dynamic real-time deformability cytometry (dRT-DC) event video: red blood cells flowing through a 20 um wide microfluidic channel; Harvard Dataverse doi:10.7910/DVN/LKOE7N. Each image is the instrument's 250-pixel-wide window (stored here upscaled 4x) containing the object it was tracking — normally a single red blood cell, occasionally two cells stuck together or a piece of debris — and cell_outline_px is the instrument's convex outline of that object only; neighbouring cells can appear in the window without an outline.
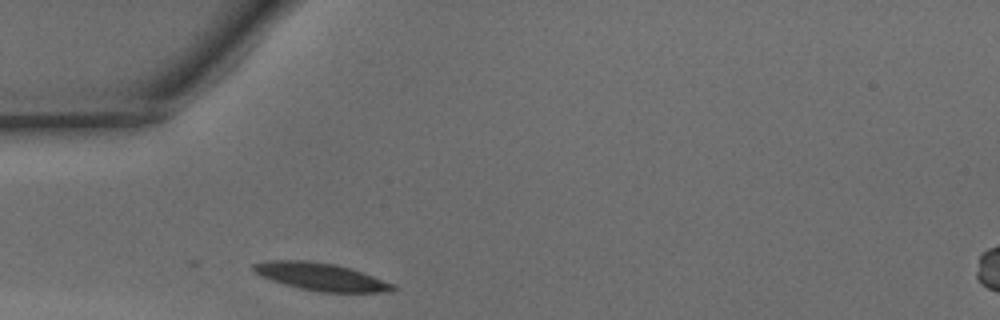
{"species": "common noctule bat (a hibernating species)", "species_latin": "Nyctalus noctula", "temperature_condition": "warm", "stored_images_in_passage": 9, "camera_frame_rate_fps": 3000, "um_per_image_px": 0.085, "animal": {"sex": "male", "body_mass_g": 15.6}, "frame": {"image": 1, "passage_image": 1, "time_ms": 0.0, "image_size_px": [1000, 320], "cell_outline_px": [[396, 288], [392, 292], [320, 292], [300, 288], [272, 280], [260, 276], [252, 268], [252, 264], [268, 260], [308, 260], [336, 264], [372, 276], [392, 284]], "centroid_in_image_um": [27.23, 23.51], "position_along_channel_um": 57.8, "area_um2": 22.08}}
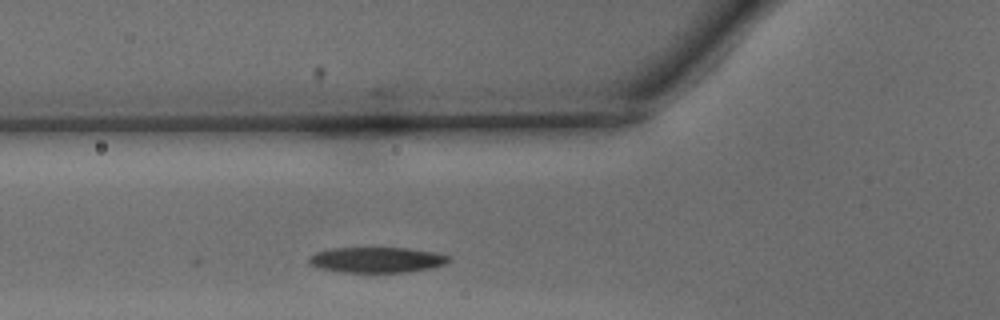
{"frame": {"image": 2, "passage_image": 4, "time_ms": 1.0, "image_size_px": [1000, 320], "cell_outline_px": [[452, 260], [444, 264], [428, 268], [404, 272], [344, 272], [320, 268], [308, 264], [308, 256], [316, 252], [332, 248], [408, 248], [436, 252], [448, 256]], "centroid_in_image_um": [31.99, 22.08], "position_along_channel_um": 93.8, "area_um2": 20.69}}
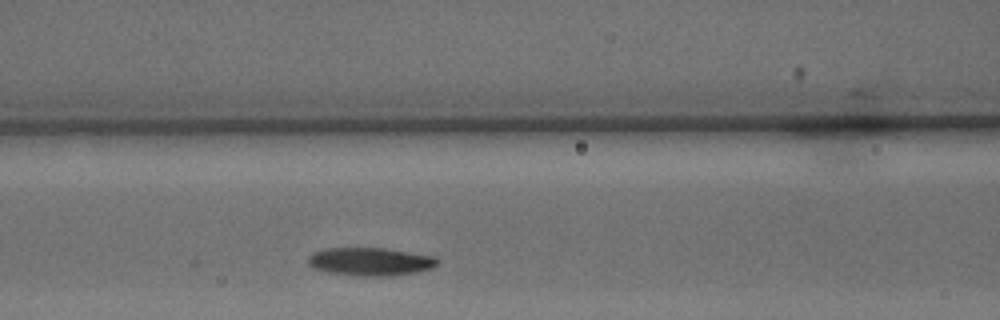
{"frame": {"image": 3, "passage_image": 7, "time_ms": 2.0, "image_size_px": [1000, 320], "cell_outline_px": [[440, 264], [432, 268], [416, 272], [392, 276], [356, 276], [328, 272], [312, 268], [308, 264], [308, 256], [312, 252], [324, 248], [384, 248], [436, 256], [440, 260]], "centroid_in_image_um": [31.49, 22.24], "position_along_channel_um": 135.1, "area_um2": 21.56}}